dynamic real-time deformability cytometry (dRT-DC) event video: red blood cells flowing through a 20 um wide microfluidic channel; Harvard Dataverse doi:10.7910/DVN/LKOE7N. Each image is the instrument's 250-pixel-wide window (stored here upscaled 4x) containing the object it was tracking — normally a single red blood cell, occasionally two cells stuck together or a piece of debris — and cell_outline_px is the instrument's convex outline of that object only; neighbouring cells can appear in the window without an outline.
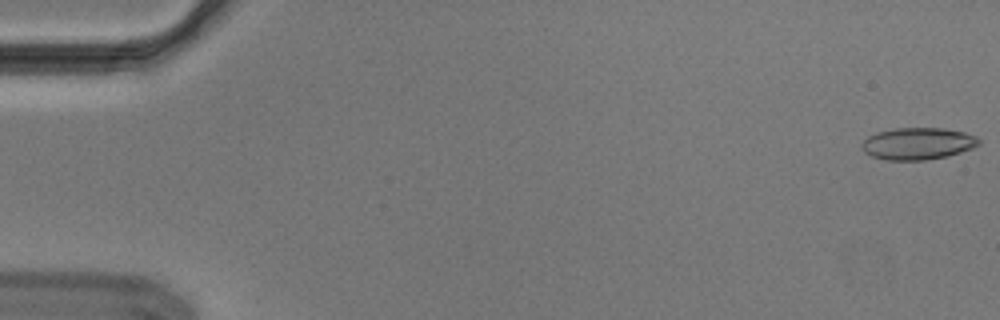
{"species": "Egyptian fruit bat (a non-hibernating species)", "species_latin": "Rousettus aegyptiacus", "temperature_condition": "cold", "stored_images_in_passage": 54, "segment_of_instrument_passage": [1, 2], "camera_frame_rate_fps": 3000, "um_per_image_px": 0.085, "animal": {"sex": "male"}, "frame": {"image": 1, "passage_image": 1, "time_ms": 0.0, "image_size_px": [1000, 320], "cell_outline_px": [[980, 144], [972, 148], [948, 156], [924, 160], [888, 160], [872, 156], [864, 152], [860, 148], [860, 144], [868, 136], [876, 132], [896, 128], [944, 128], [964, 132], [976, 136], [980, 140]], "centroid_in_image_um": [77.99, 12.2], "position_along_channel_um": 7.0, "area_um2": 21.91}}
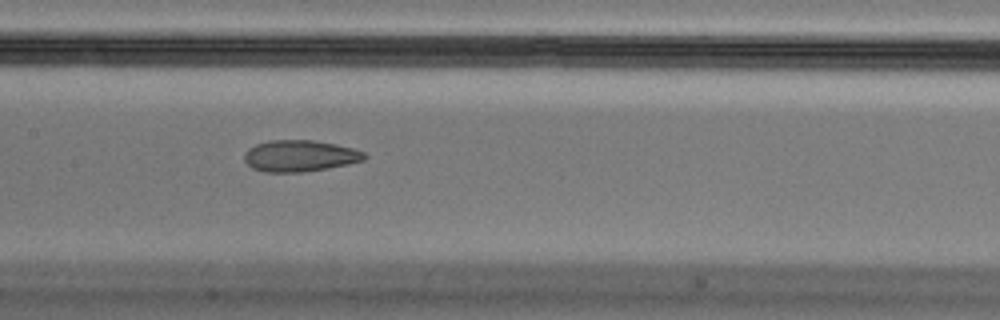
{"frame": {"image": 2, "passage_image": 27, "time_ms": 8.667, "image_size_px": [1000, 320], "cell_outline_px": [[368, 156], [364, 160], [348, 164], [328, 168], [300, 172], [264, 172], [252, 168], [244, 160], [244, 152], [248, 148], [256, 144], [268, 140], [312, 140], [336, 144], [352, 148], [364, 152]], "centroid_in_image_um": [25.47, 13.24], "position_along_channel_um": 181.9, "area_um2": 22.08}}
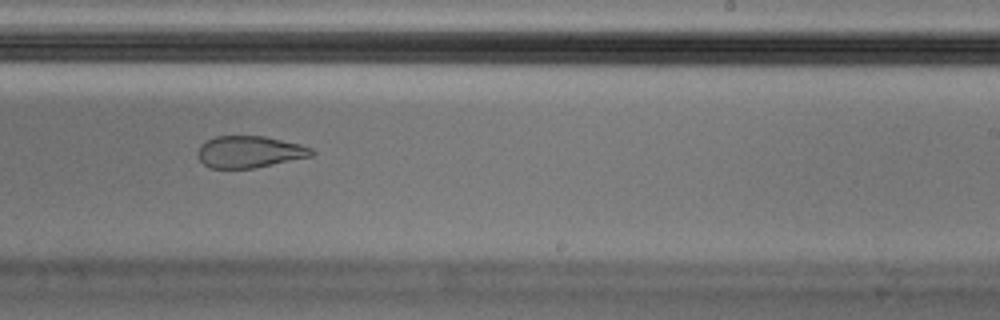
{"frame": {"image": 3, "passage_image": 34, "time_ms": 11.0, "image_size_px": [1000, 320], "cell_outline_px": [[316, 152], [312, 156], [256, 168], [208, 168], [196, 156], [196, 152], [200, 144], [216, 136], [264, 136], [300, 144], [312, 148]], "centroid_in_image_um": [21.19, 12.91], "position_along_channel_um": 267.8, "area_um2": 21.27}}